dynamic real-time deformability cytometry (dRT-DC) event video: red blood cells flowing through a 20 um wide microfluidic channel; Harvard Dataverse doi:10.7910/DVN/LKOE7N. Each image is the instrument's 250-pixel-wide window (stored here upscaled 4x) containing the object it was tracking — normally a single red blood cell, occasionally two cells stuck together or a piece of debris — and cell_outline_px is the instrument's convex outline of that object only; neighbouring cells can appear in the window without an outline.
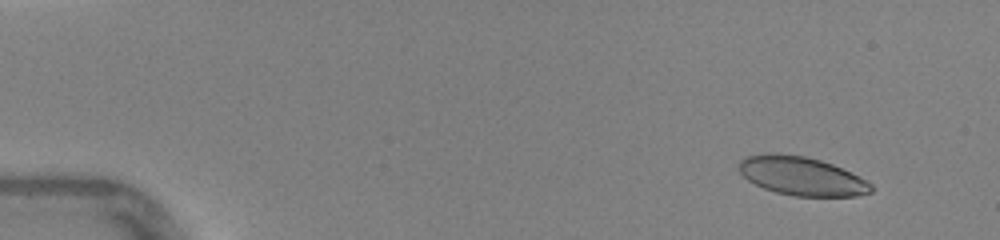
{"species": "human", "species_latin": "Homo sapiens", "temperature_condition": "warm", "stored_images_in_passage": 47, "camera_frame_rate_fps": 3000, "um_per_image_px": 0.085, "donor": {"sex": "female"}, "frame": {"image": 1, "passage_image": 5, "time_ms": 1.333, "image_size_px": [1000, 240], "cell_outline_px": [[872, 192], [856, 196], [792, 196], [776, 192], [764, 188], [748, 180], [740, 172], [740, 160], [748, 156], [772, 152], [776, 152], [804, 156], [820, 160], [832, 164], [872, 184]], "centroid_in_image_um": [68.11, 14.96], "position_along_channel_um": 16.9, "area_um2": 29.42}}
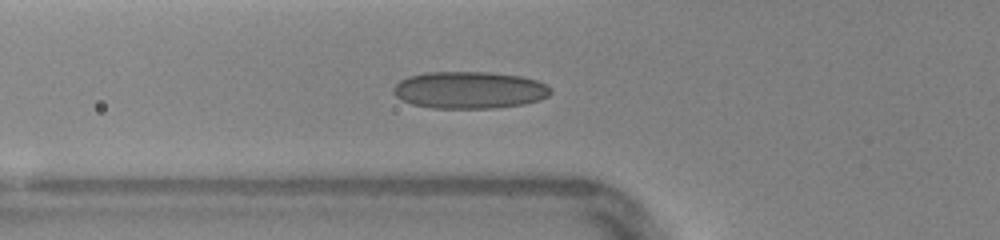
{"frame": {"image": 2, "passage_image": 18, "time_ms": 5.667, "image_size_px": [1000, 240], "cell_outline_px": [[552, 92], [548, 96], [540, 100], [524, 104], [492, 108], [432, 108], [412, 104], [400, 100], [392, 92], [392, 88], [400, 80], [408, 76], [428, 72], [488, 72], [520, 76], [536, 80], [552, 88]], "centroid_in_image_um": [39.88, 7.65], "position_along_channel_um": 85.9, "area_um2": 34.1}}
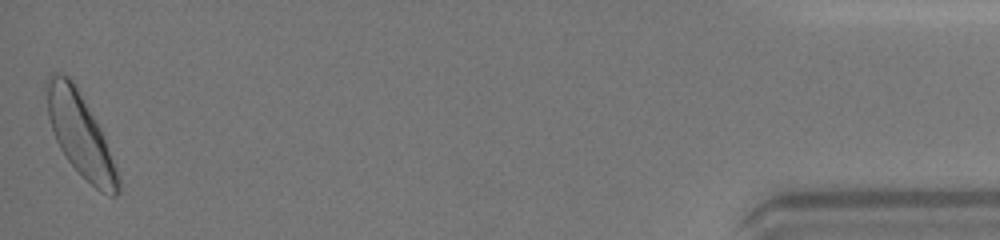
{"frame": {"image": 3, "passage_image": 47, "time_ms": 15.333, "image_size_px": [1000, 240], "cell_outline_px": [[120, 192], [116, 196], [112, 196], [100, 192], [68, 160], [60, 148], [56, 140], [48, 116], [44, 84], [44, 80], [48, 72], [56, 72], [68, 76], [72, 80], [100, 128], [120, 180]], "centroid_in_image_um": [6.77, 11.38], "position_along_channel_um": 428.4, "area_um2": 33.81}, "authors_computed_cell_mechanics": {"area_um2": 30.9808, "velocity_mm_per_s": 4.3764, "shape_relaxation_time_tau1_ms": 2.3783, "shape_relaxation_time_tau2_ms": 1.1148, "deformation_change_tau1": 0.0975, "deformation_change_tau2": 0.0673}}